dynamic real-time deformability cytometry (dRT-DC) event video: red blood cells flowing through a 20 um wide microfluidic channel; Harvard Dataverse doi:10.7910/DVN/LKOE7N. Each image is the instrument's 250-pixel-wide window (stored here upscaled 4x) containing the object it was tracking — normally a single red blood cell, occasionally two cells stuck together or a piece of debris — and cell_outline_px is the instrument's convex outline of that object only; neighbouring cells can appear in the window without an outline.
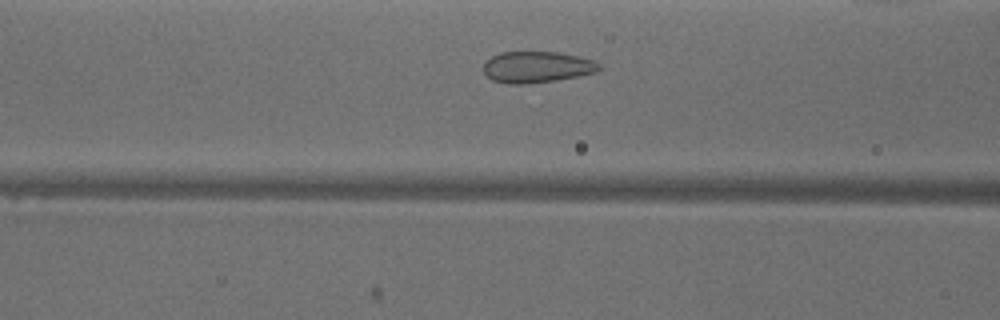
{"species": "common noctule bat (a hibernating species)", "species_latin": "Nyctalus noctula", "temperature_condition": "warm", "stored_images_in_passage": 32, "camera_frame_rate_fps": 3000, "um_per_image_px": 0.085, "animal": {"sex": "male", "body_mass_g": 18.8}, "frame": {"image": 1, "passage_image": 6, "time_ms": 1.667, "image_size_px": [1000, 320], "cell_outline_px": [[600, 68], [596, 72], [556, 80], [528, 84], [508, 84], [492, 80], [484, 72], [484, 64], [492, 56], [500, 52], [556, 52], [596, 60], [600, 64]], "centroid_in_image_um": [45.63, 5.7], "position_along_channel_um": 121.0, "area_um2": 20.98}}
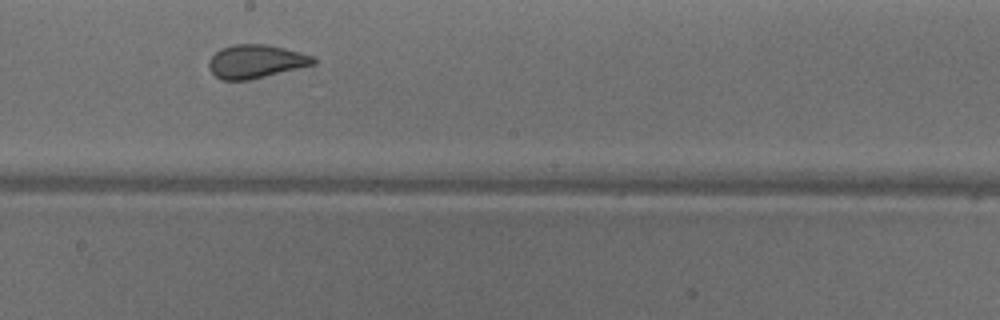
{"frame": {"image": 2, "passage_image": 14, "time_ms": 4.333, "image_size_px": [1000, 320], "cell_outline_px": [[316, 64], [248, 80], [220, 80], [208, 68], [208, 60], [220, 48], [232, 44], [264, 44], [284, 48], [316, 56]], "centroid_in_image_um": [21.74, 5.21], "position_along_channel_um": 226.5, "area_um2": 20.46}}
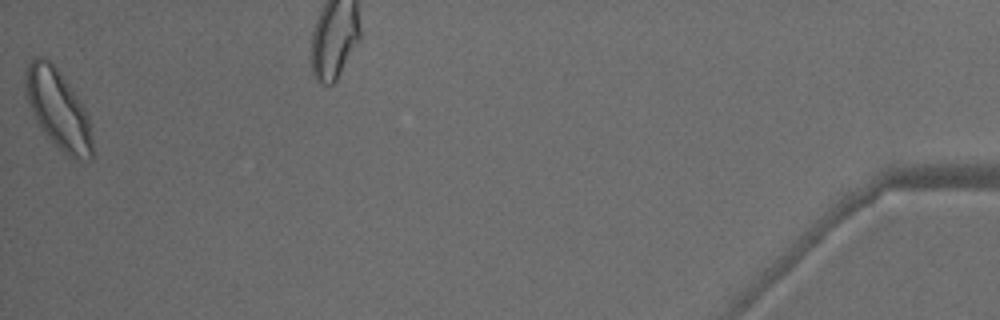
{"frame": {"image": 3, "passage_image": 32, "time_ms": 10.333, "image_size_px": [1000, 320], "cell_outline_px": [[92, 160], [88, 164], [72, 160], [52, 144], [36, 120], [32, 112], [24, 88], [24, 80], [28, 64], [36, 56], [44, 56], [60, 72], [84, 108], [88, 116], [92, 140]], "centroid_in_image_um": [4.95, 9.38], "position_along_channel_um": 430.2, "area_um2": 31.04}, "authors_computed_cell_mechanics": {"area_um2": 20.6635, "velocity_mm_per_s": 3.9578, "shape_relaxation_time_tau1_ms": null, "shape_relaxation_time_tau2_ms": 0.7593, "deformation_change_tau1": null, "deformation_change_tau2": 0.0506}}